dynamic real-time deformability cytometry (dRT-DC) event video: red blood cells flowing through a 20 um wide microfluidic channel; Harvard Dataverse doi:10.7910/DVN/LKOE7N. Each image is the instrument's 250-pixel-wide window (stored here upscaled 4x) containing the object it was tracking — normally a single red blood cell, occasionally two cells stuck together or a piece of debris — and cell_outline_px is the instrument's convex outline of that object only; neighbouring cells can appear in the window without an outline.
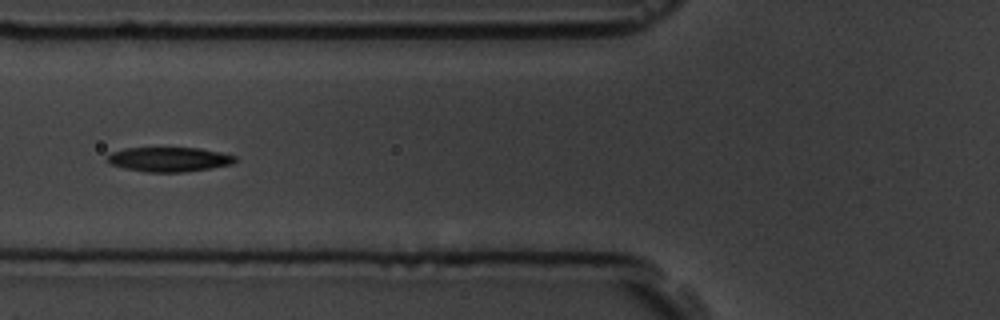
{"species": "common noctule bat (a hibernating species)", "species_latin": "Nyctalus noctula", "temperature_condition": "room temperature", "stored_images_in_passage": 9, "camera_frame_rate_fps": 3000, "um_per_image_px": 0.085, "animal": {"sex": "male", "body_mass_g": 19.5, "forearm_length_mm": 54.6}, "frame": {"image": 1, "passage_image": 7, "time_ms": 6.667, "image_size_px": [1000, 320], "cell_outline_px": [[236, 160], [232, 164], [212, 168], [180, 172], [148, 172], [124, 168], [108, 164], [104, 160], [112, 152], [124, 148], [200, 148], [220, 152], [236, 156]], "centroid_in_image_um": [14.34, 13.54], "position_along_channel_um": 111.5, "area_um2": 18.32}}
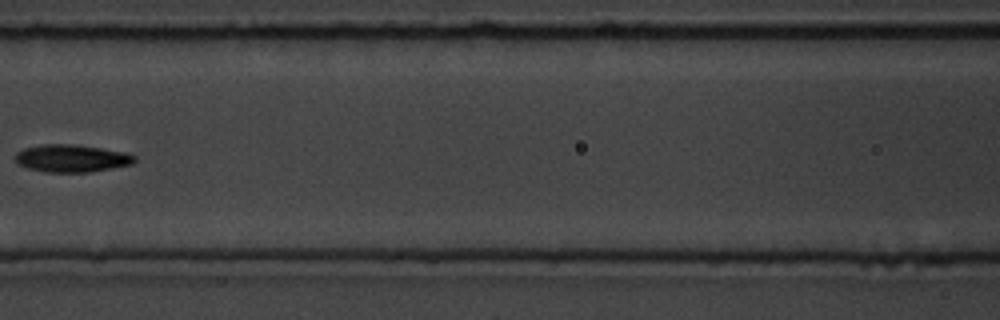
{"frame": {"image": 2, "passage_image": 8, "time_ms": 8.0, "image_size_px": [1000, 320], "cell_outline_px": [[136, 160], [132, 164], [112, 168], [88, 172], [44, 172], [28, 168], [16, 164], [16, 152], [24, 148], [44, 144], [76, 144], [128, 152], [136, 156]], "centroid_in_image_um": [6.1, 13.45], "position_along_channel_um": 160.5, "area_um2": 19.31}}
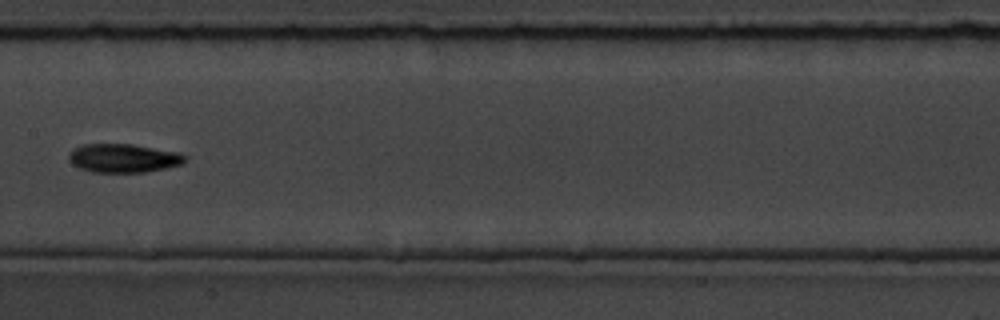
{"frame": {"image": 3, "passage_image": 9, "time_ms": 9.0, "image_size_px": [1000, 320], "cell_outline_px": [[188, 156], [180, 164], [164, 168], [144, 172], [92, 172], [80, 168], [72, 164], [68, 160], [68, 156], [72, 148], [84, 144], [132, 144], [180, 152]], "centroid_in_image_um": [10.46, 13.43], "position_along_channel_um": 196.9, "area_um2": 19.42}}